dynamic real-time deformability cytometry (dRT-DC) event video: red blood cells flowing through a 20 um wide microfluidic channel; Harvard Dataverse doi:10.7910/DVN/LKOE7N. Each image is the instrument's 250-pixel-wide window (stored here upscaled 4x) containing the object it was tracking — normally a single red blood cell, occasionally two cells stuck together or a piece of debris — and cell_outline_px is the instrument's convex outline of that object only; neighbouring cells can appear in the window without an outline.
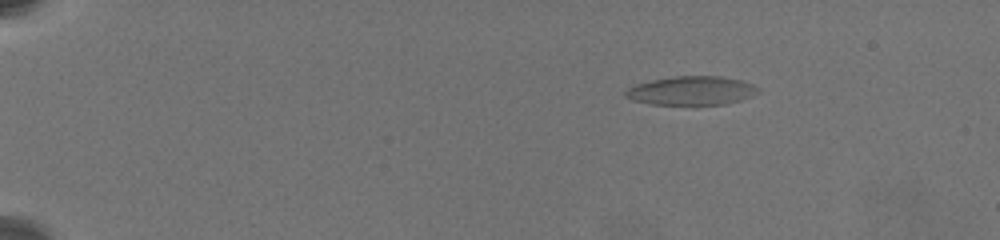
{"species": "common noctule bat (a hibernating species)", "species_latin": "Nyctalus noctula", "temperature_condition": "warm", "stored_images_in_passage": 40, "camera_frame_rate_fps": 3000, "um_per_image_px": 0.085, "animal": {"sex": "female", "body_mass_g": 19.5, "forearm_length_mm": 54.1}, "frame": {"image": 1, "passage_image": 1, "time_ms": 0.0, "image_size_px": [1000, 240], "cell_outline_px": [[760, 92], [740, 100], [724, 104], [652, 104], [632, 100], [624, 96], [624, 92], [628, 88], [636, 84], [652, 80], [676, 76], [720, 76], [740, 80], [752, 84], [760, 88]], "centroid_in_image_um": [58.77, 7.7], "position_along_channel_um": 26.2, "area_um2": 22.08}}
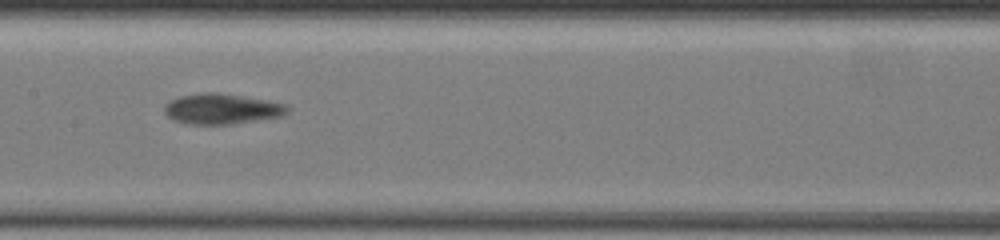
{"frame": {"image": 2, "passage_image": 18, "time_ms": 8.667, "image_size_px": [1000, 240], "cell_outline_px": [[288, 112], [280, 116], [232, 124], [188, 124], [172, 120], [164, 112], [164, 104], [180, 96], [204, 92], [220, 92], [284, 104], [288, 108]], "centroid_in_image_um": [18.78, 9.26], "position_along_channel_um": 188.6, "area_um2": 21.56}}
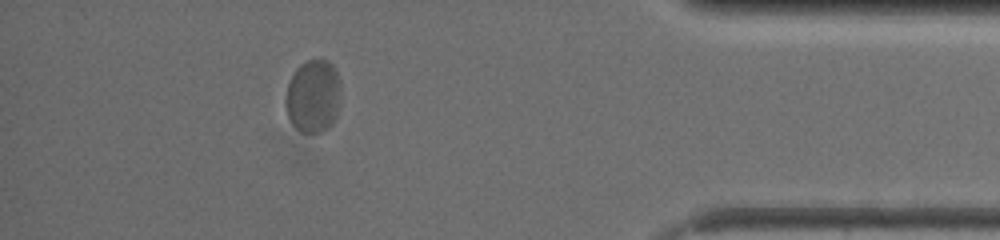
{"frame": {"image": 3, "passage_image": 35, "time_ms": 16.333, "image_size_px": [1000, 240], "cell_outline_px": [[336, 116], [332, 124], [324, 132], [300, 132], [292, 124], [288, 116], [284, 100], [288, 84], [296, 68], [300, 64], [308, 60], [328, 60], [332, 64], [336, 72]], "centroid_in_image_um": [26.54, 8.2], "position_along_channel_um": 408.7, "area_um2": 22.77}, "authors_computed_cell_mechanics": {"area_um2": 21.7906, "velocity_mm_per_s": 3.3006, "shape_relaxation_time_tau1_ms": 3.1877, "shape_relaxation_time_tau2_ms": null, "deformation_change_tau1": 0.1288, "deformation_change_tau2": null}}